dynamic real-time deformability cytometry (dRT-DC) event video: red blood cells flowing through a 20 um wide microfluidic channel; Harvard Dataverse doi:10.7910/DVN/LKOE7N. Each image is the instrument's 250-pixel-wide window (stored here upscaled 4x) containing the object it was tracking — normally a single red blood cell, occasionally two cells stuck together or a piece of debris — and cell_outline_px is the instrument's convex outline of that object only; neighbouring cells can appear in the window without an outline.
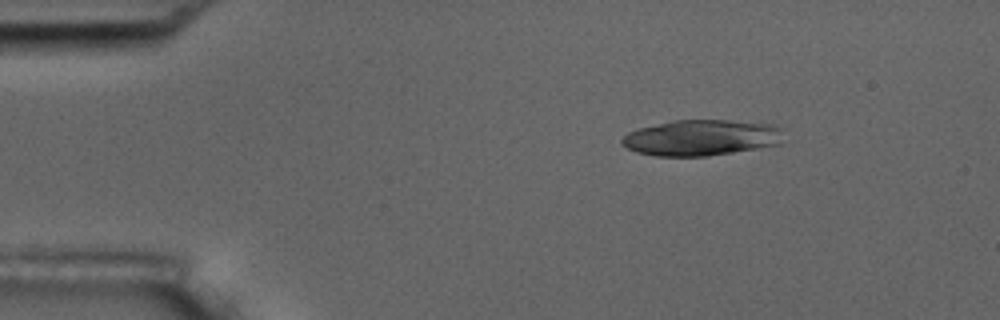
{"species": "common noctule bat (a hibernating species)", "species_latin": "Nyctalus noctula", "temperature_condition": "room temperature", "stored_images_in_passage": 6, "camera_frame_rate_fps": 3000, "um_per_image_px": 0.085, "animal": {"sex": "male", "body_mass_g": 17.5, "forearm_length_mm": 52.3}, "frame": {"image": 1, "passage_image": 3, "time_ms": 2.333, "image_size_px": [1000, 320], "cell_outline_px": [[780, 144], [708, 156], [656, 156], [636, 152], [620, 144], [620, 140], [628, 132], [640, 128], [676, 120], [728, 120], [772, 124], [780, 128]], "centroid_in_image_um": [59.56, 11.71], "position_along_channel_um": 25.4, "area_um2": 33.47}}